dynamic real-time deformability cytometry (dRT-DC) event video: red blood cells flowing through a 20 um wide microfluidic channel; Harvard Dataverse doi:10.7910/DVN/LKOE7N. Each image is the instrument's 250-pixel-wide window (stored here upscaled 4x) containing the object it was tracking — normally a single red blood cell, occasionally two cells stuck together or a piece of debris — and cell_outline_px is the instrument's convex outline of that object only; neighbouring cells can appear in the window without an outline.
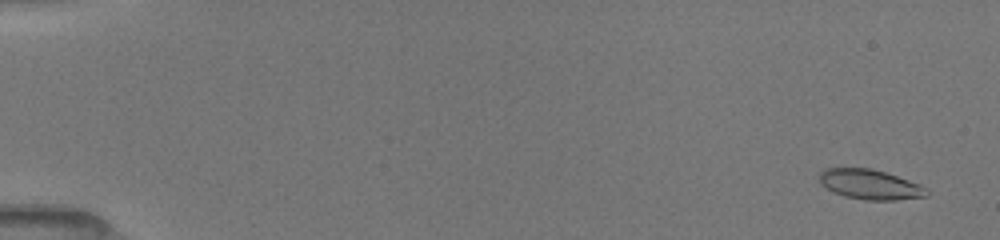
{"species": "common noctule bat (a hibernating species)", "species_latin": "Nyctalus noctula", "temperature_condition": "room temperature", "stored_images_in_passage": 20, "camera_frame_rate_fps": 3000, "um_per_image_px": 0.085, "animal": {"sex": "female", "body_mass_g": 19.5, "forearm_length_mm": 54.1}, "frame": {"image": 1, "passage_image": 2, "time_ms": 0.333, "image_size_px": [1000, 240], "cell_outline_px": [[928, 196], [896, 200], [864, 200], [844, 196], [832, 192], [820, 184], [820, 172], [824, 168], [872, 168], [920, 184], [928, 188]], "centroid_in_image_um": [73.95, 15.68], "position_along_channel_um": 11.1, "area_um2": 18.79}}
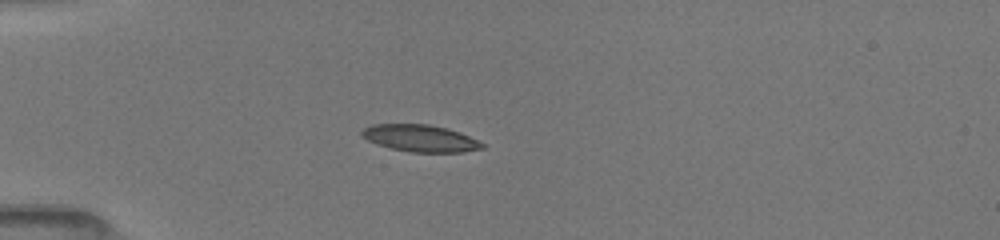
{"frame": {"image": 2, "passage_image": 16, "time_ms": 4.667, "image_size_px": [1000, 240], "cell_outline_px": [[484, 148], [464, 152], [408, 152], [376, 144], [368, 140], [360, 132], [364, 128], [372, 124], [428, 124], [448, 128], [460, 132], [484, 144]], "centroid_in_image_um": [35.73, 11.75], "position_along_channel_um": 49.3, "area_um2": 18.84}}
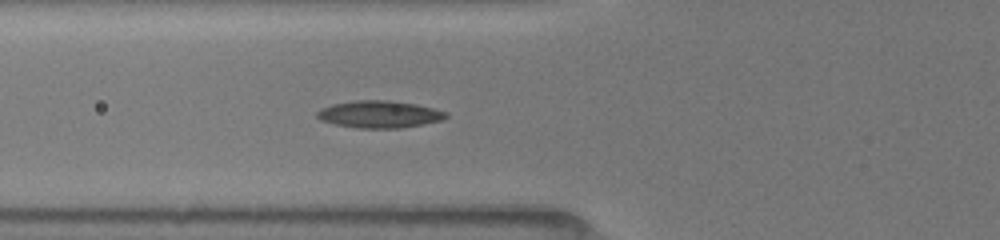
{"frame": {"image": 3, "passage_image": 20, "time_ms": 6.333, "image_size_px": [1000, 240], "cell_outline_px": [[448, 116], [444, 120], [424, 124], [400, 128], [356, 128], [332, 124], [320, 120], [316, 116], [316, 112], [320, 108], [332, 104], [356, 100], [388, 100], [416, 104], [448, 112]], "centroid_in_image_um": [32.23, 9.72], "position_along_channel_um": 93.6, "area_um2": 20.63}}